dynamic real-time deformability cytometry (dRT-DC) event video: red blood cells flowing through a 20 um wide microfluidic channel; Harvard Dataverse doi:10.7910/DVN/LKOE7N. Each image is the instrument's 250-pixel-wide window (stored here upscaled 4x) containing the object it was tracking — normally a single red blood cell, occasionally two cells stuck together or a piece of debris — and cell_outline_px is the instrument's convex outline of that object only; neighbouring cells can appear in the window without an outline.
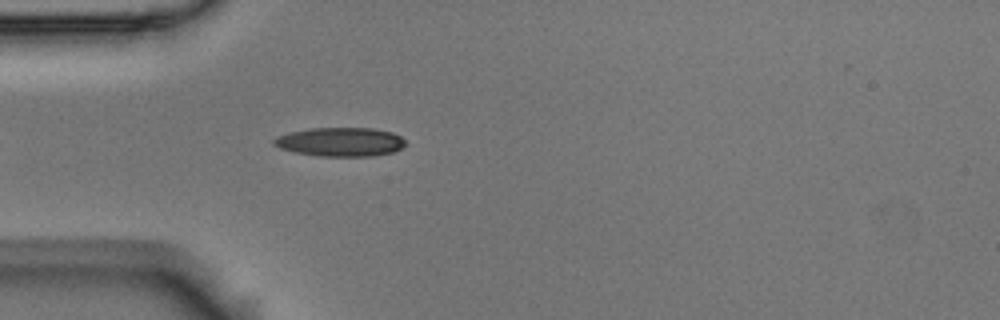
{"species": "Egyptian fruit bat (a non-hibernating species)", "species_latin": "Rousettus aegyptiacus", "temperature_condition": "room temperature", "stored_images_in_passage": 29, "camera_frame_rate_fps": 3000, "um_per_image_px": 0.085, "animal": {"sex": "male"}, "frame": {"image": 1, "passage_image": 5, "time_ms": 1.333, "image_size_px": [1000, 320], "cell_outline_px": [[408, 144], [392, 152], [372, 156], [320, 156], [296, 152], [280, 148], [272, 144], [272, 140], [280, 136], [292, 132], [312, 128], [372, 128], [392, 132], [400, 136]], "centroid_in_image_um": [28.96, 12.06], "position_along_channel_um": 56.0, "area_um2": 21.96}}
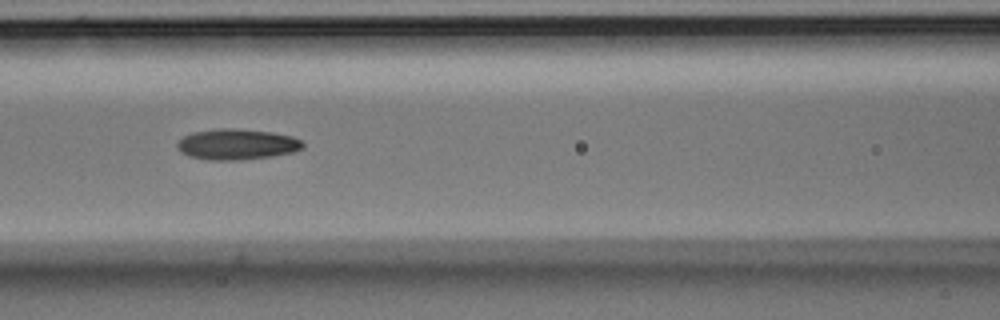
{"frame": {"image": 2, "passage_image": 13, "time_ms": 4.0, "image_size_px": [1000, 320], "cell_outline_px": [[304, 148], [292, 152], [272, 156], [232, 160], [208, 160], [188, 156], [180, 152], [176, 148], [176, 144], [184, 136], [192, 132], [212, 128], [232, 128], [272, 132], [292, 136], [300, 140], [304, 144]], "centroid_in_image_um": [20.09, 12.26], "position_along_channel_um": 146.5, "area_um2": 22.6}}
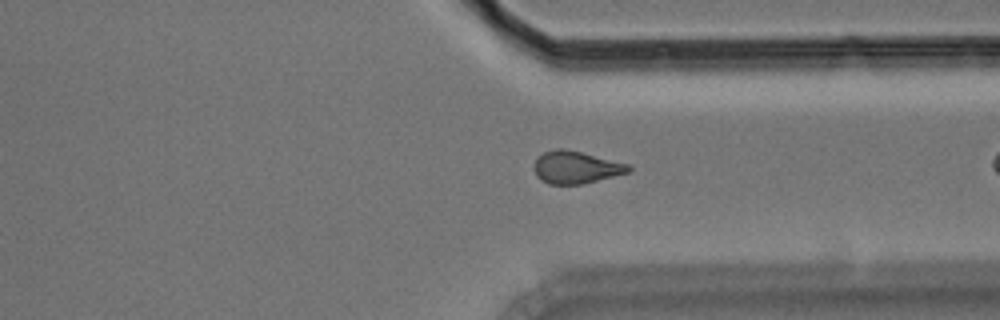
{"frame": {"image": 3, "passage_image": 28, "time_ms": 9.0, "image_size_px": [1000, 320], "cell_outline_px": [[632, 168], [628, 172], [580, 184], [548, 184], [540, 180], [536, 176], [532, 168], [536, 156], [544, 152], [556, 148], [564, 148], [628, 164]], "centroid_in_image_um": [48.85, 14.21], "position_along_channel_um": 362.5, "area_um2": 17.74}}